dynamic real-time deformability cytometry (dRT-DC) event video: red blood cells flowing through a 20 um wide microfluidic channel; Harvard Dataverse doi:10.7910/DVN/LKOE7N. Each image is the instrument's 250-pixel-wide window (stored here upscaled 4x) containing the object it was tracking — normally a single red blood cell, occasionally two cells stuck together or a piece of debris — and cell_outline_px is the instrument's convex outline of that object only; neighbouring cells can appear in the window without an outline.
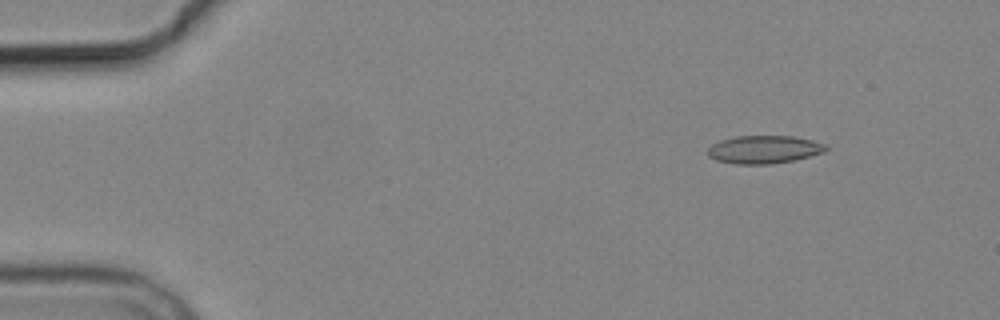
{"species": "common noctule bat (a hibernating species)", "species_latin": "Nyctalus noctula", "temperature_condition": "cold", "stored_images_in_passage": 5, "camera_frame_rate_fps": 3000, "um_per_image_px": 0.085, "animal": {"sex": "male", "body_mass_g": 19.2, "forearm_length_mm": 51.8}, "frame": {"image": 1, "passage_image": 2, "time_ms": 1.333, "image_size_px": [1000, 320], "cell_outline_px": [[828, 148], [824, 152], [796, 160], [772, 164], [736, 164], [716, 160], [708, 156], [708, 148], [712, 144], [720, 140], [736, 136], [792, 136], [812, 140], [828, 144]], "centroid_in_image_um": [64.96, 12.71], "position_along_channel_um": 20.0, "area_um2": 19.42}}
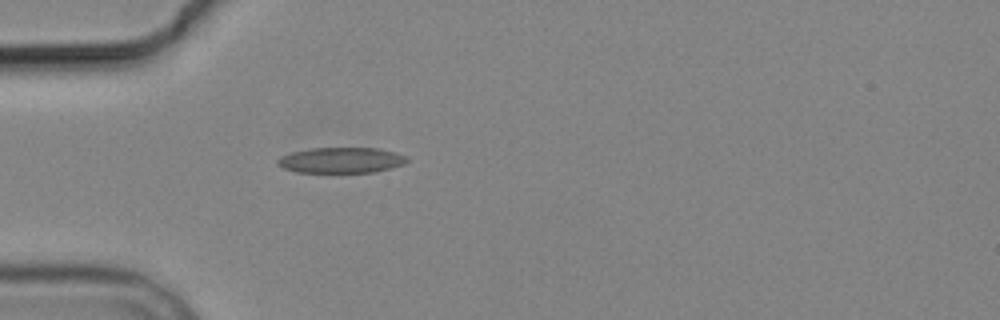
{"frame": {"image": 2, "passage_image": 5, "time_ms": 4.667, "image_size_px": [1000, 320], "cell_outline_px": [[408, 160], [404, 164], [392, 168], [372, 172], [296, 172], [284, 168], [276, 164], [276, 160], [280, 156], [292, 152], [312, 148], [376, 148], [396, 152], [408, 156]], "centroid_in_image_um": [29.01, 13.61], "position_along_channel_um": 56.0, "area_um2": 19.36}}